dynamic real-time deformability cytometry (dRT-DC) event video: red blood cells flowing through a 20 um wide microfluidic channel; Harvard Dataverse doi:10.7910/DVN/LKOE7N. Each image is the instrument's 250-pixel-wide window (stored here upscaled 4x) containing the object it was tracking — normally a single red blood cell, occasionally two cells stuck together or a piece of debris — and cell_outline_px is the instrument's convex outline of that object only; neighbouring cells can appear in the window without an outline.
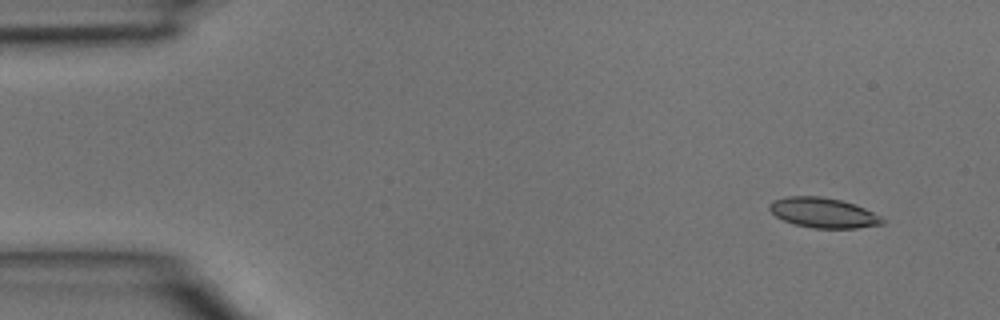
{"species": "common noctule bat (a hibernating species)", "species_latin": "Nyctalus noctula", "temperature_condition": "room temperature", "stored_images_in_passage": 4, "camera_frame_rate_fps": 3000, "um_per_image_px": 0.085, "animal": {"sex": "male", "body_mass_g": 15.6}, "frame": {"image": 1, "passage_image": 1, "time_ms": 0.0, "image_size_px": [1000, 320], "cell_outline_px": [[888, 220], [884, 224], [856, 228], [812, 228], [796, 224], [784, 220], [776, 216], [768, 208], [772, 200], [788, 196], [820, 196], [840, 200], [856, 204]], "centroid_in_image_um": [70.01, 18.08], "position_along_channel_um": 15.0, "area_um2": 19.77}}
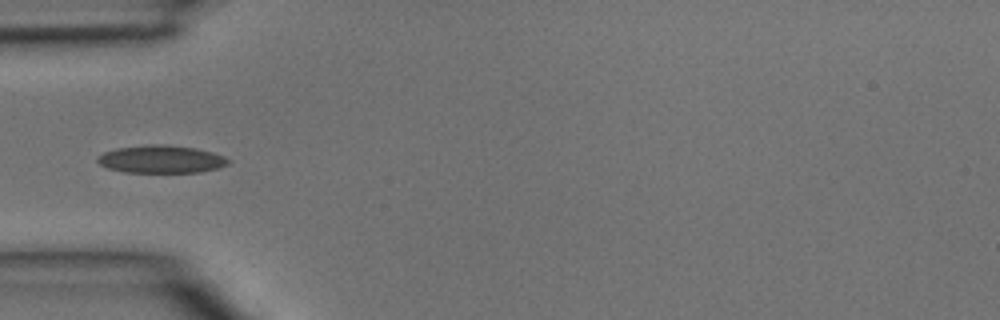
{"frame": {"image": 2, "passage_image": 4, "time_ms": 1.0, "image_size_px": [1000, 320], "cell_outline_px": [[232, 160], [228, 164], [216, 168], [200, 172], [124, 172], [108, 168], [100, 164], [96, 160], [96, 156], [104, 152], [116, 148], [148, 144], [164, 144], [196, 148], [212, 152], [224, 156]], "centroid_in_image_um": [13.69, 13.52], "position_along_channel_um": 71.3, "area_um2": 21.21}}